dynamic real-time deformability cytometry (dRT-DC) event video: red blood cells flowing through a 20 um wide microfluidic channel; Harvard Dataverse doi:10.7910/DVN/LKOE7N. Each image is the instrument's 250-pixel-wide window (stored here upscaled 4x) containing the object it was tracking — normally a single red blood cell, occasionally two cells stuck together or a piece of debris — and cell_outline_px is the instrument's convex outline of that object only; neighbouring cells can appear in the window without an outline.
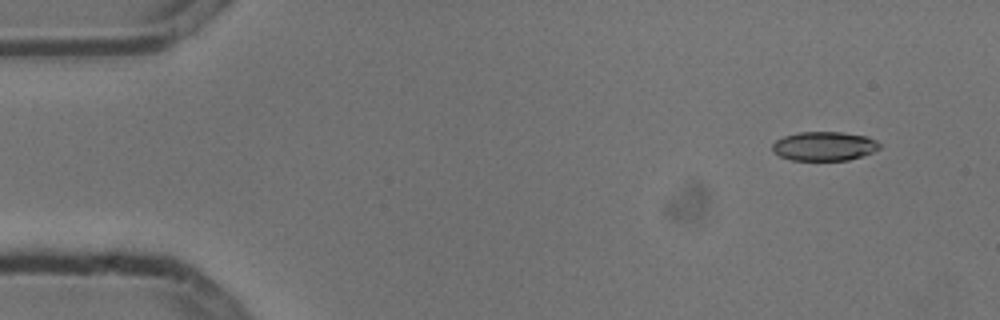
{"species": "common noctule bat (a hibernating species)", "species_latin": "Nyctalus noctula", "temperature_condition": "cold", "stored_images_in_passage": 5, "camera_frame_rate_fps": 3000, "um_per_image_px": 0.085, "animal": {"sex": "male", "body_mass_g": 13.3}, "frame": {"image": 1, "passage_image": 2, "time_ms": 0.333, "image_size_px": [1000, 320], "cell_outline_px": [[880, 148], [872, 152], [848, 160], [792, 160], [780, 156], [772, 148], [772, 144], [776, 140], [784, 136], [800, 132], [840, 132], [864, 136], [876, 140], [880, 144]], "centroid_in_image_um": [70.05, 12.42], "position_along_channel_um": 15.0, "area_um2": 17.92}}
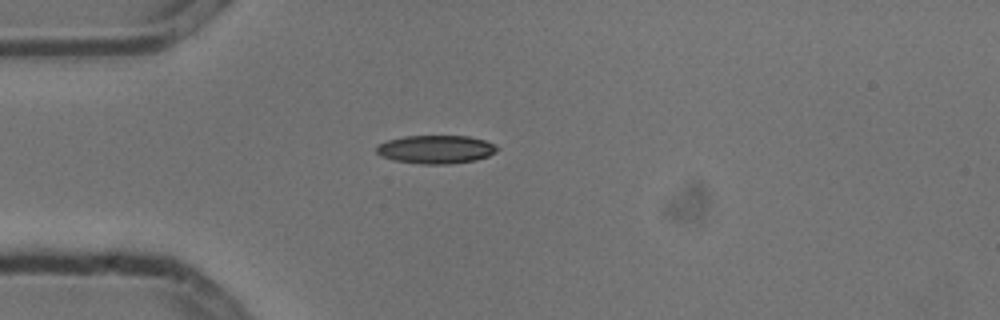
{"frame": {"image": 2, "passage_image": 5, "time_ms": 1.333, "image_size_px": [1000, 320], "cell_outline_px": [[500, 148], [496, 152], [488, 156], [476, 160], [448, 164], [420, 164], [392, 160], [380, 156], [376, 152], [376, 148], [380, 144], [388, 140], [404, 136], [468, 136], [484, 140], [496, 144]], "centroid_in_image_um": [37.07, 12.7], "position_along_channel_um": 47.9, "area_um2": 20.06}}